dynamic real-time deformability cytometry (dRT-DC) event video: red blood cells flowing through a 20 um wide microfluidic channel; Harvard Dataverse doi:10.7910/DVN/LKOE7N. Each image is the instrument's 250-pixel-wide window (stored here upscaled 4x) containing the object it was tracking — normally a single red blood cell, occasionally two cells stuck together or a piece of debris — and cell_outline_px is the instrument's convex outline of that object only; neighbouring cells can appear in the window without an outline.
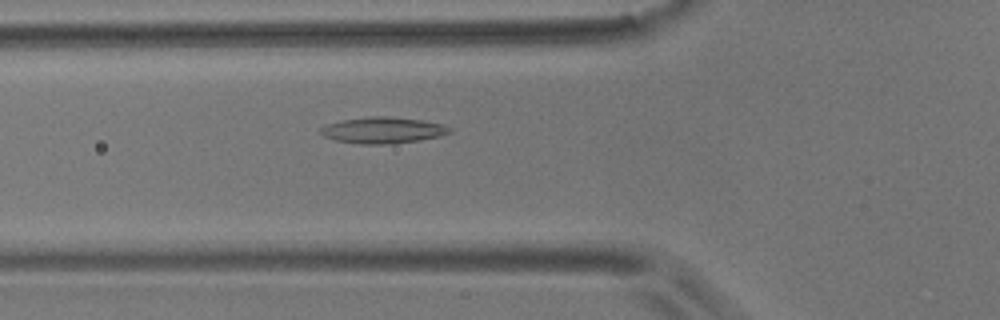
{"species": "common noctule bat (a hibernating species)", "species_latin": "Nyctalus noctula", "temperature_condition": "room temperature", "stored_images_in_passage": 44, "camera_frame_rate_fps": 3000, "um_per_image_px": 0.085, "animal": {"sex": "male", "body_mass_g": 17.9}, "frame": {"image": 1, "passage_image": 7, "time_ms": 2.0, "image_size_px": [1000, 320], "cell_outline_px": [[452, 132], [440, 136], [420, 140], [388, 144], [360, 144], [336, 140], [324, 136], [320, 132], [320, 128], [328, 124], [340, 120], [372, 116], [384, 116], [420, 120], [444, 124], [452, 128]], "centroid_in_image_um": [32.56, 11.07], "position_along_channel_um": 93.2, "area_um2": 19.65}}
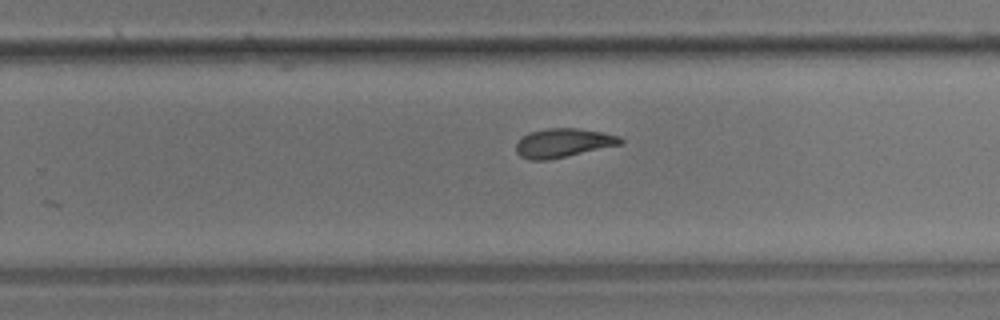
{"frame": {"image": 2, "passage_image": 23, "time_ms": 7.333, "image_size_px": [1000, 320], "cell_outline_px": [[624, 144], [548, 160], [528, 160], [520, 156], [516, 152], [516, 144], [528, 132], [548, 128], [576, 128], [600, 132], [620, 136], [624, 140]], "centroid_in_image_um": [47.89, 12.15], "position_along_channel_um": 281.9, "area_um2": 17.63}}
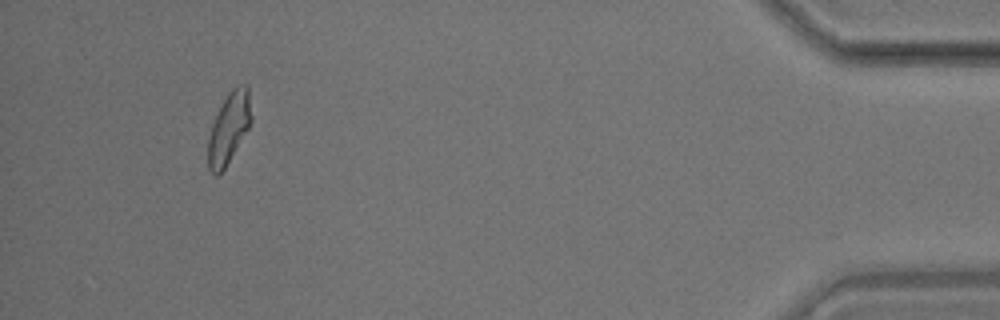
{"frame": {"image": 3, "passage_image": 40, "time_ms": 13.0, "image_size_px": [1000, 320], "cell_outline_px": [[252, 120], [248, 128], [224, 168], [216, 176], [208, 168], [208, 140], [212, 124], [228, 92], [232, 88], [244, 84], [248, 84], [252, 116]], "centroid_in_image_um": [19.47, 10.84], "position_along_channel_um": 415.7, "area_um2": 17.46}, "authors_computed_cell_mechanics": {"area_um2": 17.7446, "velocity_mm_per_s": 3.5274, "shape_relaxation_time_tau1_ms": 7.4587, "shape_relaxation_time_tau2_ms": 2.8732, "deformation_change_tau1": 0.1716, "deformation_change_tau2": 0.0919}}